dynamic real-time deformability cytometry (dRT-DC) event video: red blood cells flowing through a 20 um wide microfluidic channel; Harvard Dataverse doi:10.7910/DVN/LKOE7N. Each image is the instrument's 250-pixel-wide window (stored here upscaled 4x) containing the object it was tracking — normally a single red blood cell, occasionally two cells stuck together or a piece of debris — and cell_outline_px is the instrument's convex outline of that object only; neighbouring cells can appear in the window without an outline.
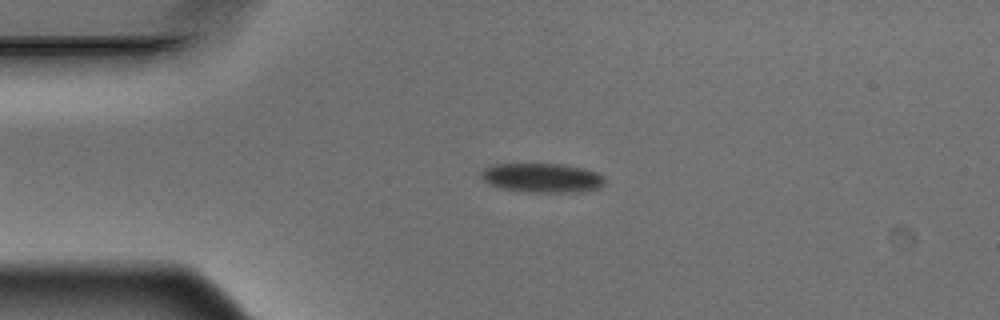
{"species": "Egyptian fruit bat (a non-hibernating species)", "species_latin": "Rousettus aegyptiacus", "temperature_condition": "warm", "stored_images_in_passage": 1, "camera_frame_rate_fps": 3000, "um_per_image_px": 0.085, "animal": {"sex": "male"}, "frame": {"image": 1, "passage_image": 1, "time_ms": 0.0, "image_size_px": [1000, 320], "cell_outline_px": [[604, 184], [600, 188], [568, 192], [528, 192], [500, 188], [484, 180], [480, 176], [480, 172], [484, 168], [492, 164], [560, 164], [584, 168], [596, 172], [604, 176]], "centroid_in_image_um": [46.06, 15.11], "position_along_channel_um": 38.9, "area_um2": 20.98}}